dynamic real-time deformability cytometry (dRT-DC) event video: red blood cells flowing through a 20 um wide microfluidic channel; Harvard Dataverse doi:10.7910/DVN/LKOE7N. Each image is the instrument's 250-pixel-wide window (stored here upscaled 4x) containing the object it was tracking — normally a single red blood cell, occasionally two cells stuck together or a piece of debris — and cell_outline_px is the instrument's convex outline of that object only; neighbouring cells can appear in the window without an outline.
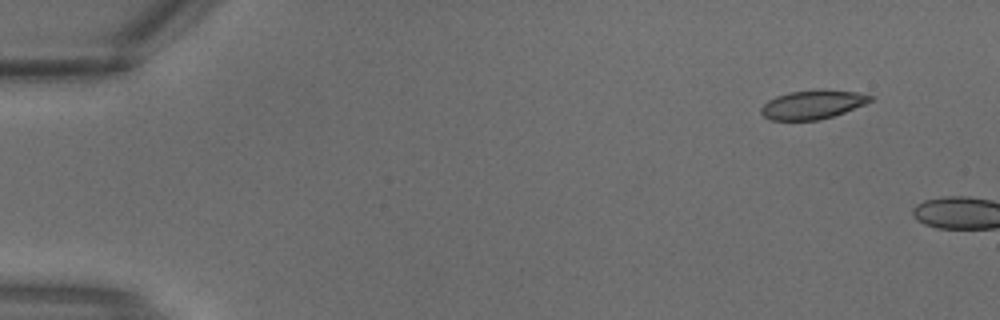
{"species": "common noctule bat (a hibernating species)", "species_latin": "Nyctalus noctula", "temperature_condition": "warm", "stored_images_in_passage": 4, "camera_frame_rate_fps": 3000, "um_per_image_px": 0.085, "animal": {"sex": "male", "body_mass_g": 18.8}, "frame": {"image": 1, "passage_image": 1, "time_ms": 0.0, "image_size_px": [1000, 320], "cell_outline_px": [[876, 100], [844, 112], [820, 120], [772, 120], [764, 116], [760, 112], [760, 108], [768, 100], [776, 96], [788, 92], [816, 88], [856, 92], [876, 96]], "centroid_in_image_um": [69.11, 8.86], "position_along_channel_um": 15.9, "area_um2": 18.73}}